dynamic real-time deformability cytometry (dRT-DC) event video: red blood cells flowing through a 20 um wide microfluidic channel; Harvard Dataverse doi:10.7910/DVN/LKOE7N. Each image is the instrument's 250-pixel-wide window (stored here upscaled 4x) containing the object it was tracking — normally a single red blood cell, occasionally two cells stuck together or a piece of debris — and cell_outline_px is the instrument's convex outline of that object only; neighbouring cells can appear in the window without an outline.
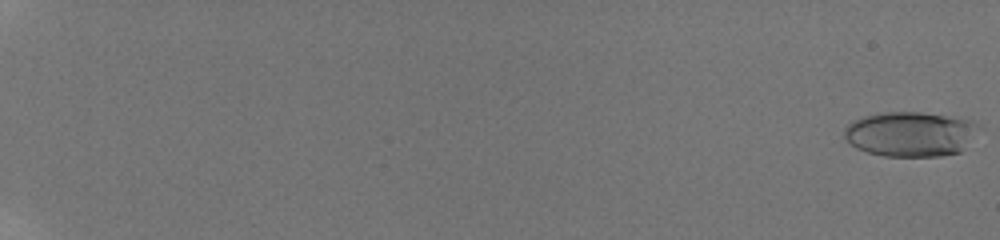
{"species": "human", "species_latin": "Homo sapiens", "temperature_condition": "room temperature", "stored_images_in_passage": 24, "camera_frame_rate_fps": 3000, "um_per_image_px": 0.085, "donor": {"sex": "male"}, "frame": {"image": 1, "passage_image": 1, "time_ms": 0.0, "image_size_px": [1000, 240], "cell_outline_px": [[980, 128], [960, 152], [940, 156], [884, 156], [868, 152], [856, 148], [844, 136], [844, 128], [848, 124], [864, 116], [884, 112], [920, 112], [976, 120], [980, 124]], "centroid_in_image_um": [77.42, 11.38], "position_along_channel_um": 7.6, "area_um2": 35.14}}
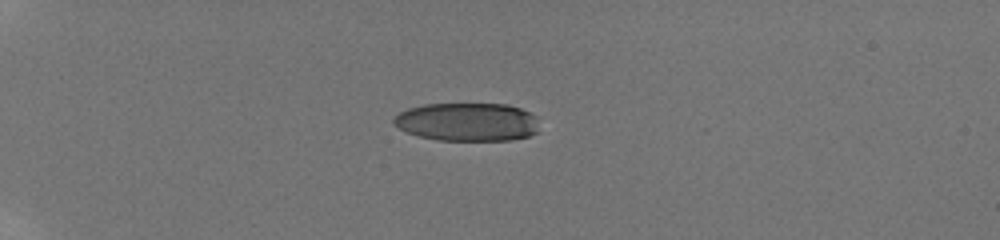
{"frame": {"image": 2, "passage_image": 15, "time_ms": 6.0, "image_size_px": [1000, 240], "cell_outline_px": [[536, 132], [528, 136], [512, 140], [436, 140], [420, 136], [408, 132], [392, 124], [392, 120], [400, 112], [408, 108], [424, 104], [508, 104], [520, 108], [536, 116]], "centroid_in_image_um": [39.7, 10.36], "position_along_channel_um": 45.3, "area_um2": 32.37}}